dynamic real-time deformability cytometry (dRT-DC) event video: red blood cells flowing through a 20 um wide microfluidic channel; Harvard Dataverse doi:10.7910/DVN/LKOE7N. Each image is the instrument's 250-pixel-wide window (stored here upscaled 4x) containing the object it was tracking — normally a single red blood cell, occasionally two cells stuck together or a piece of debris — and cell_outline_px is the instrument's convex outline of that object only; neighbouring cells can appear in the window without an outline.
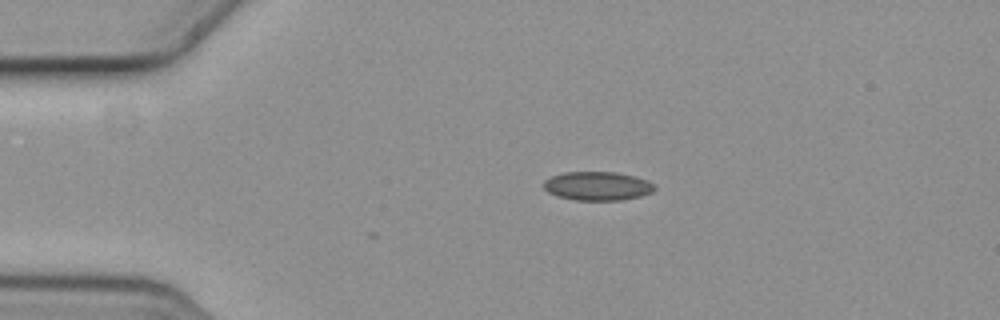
{"species": "common noctule bat (a hibernating species)", "species_latin": "Nyctalus noctula", "temperature_condition": "cold", "stored_images_in_passage": 3, "camera_frame_rate_fps": 3000, "um_per_image_px": 0.085, "animal": {"sex": "female", "body_mass_g": 19.3, "forearm_length_mm": 54.1}, "frame": {"image": 1, "passage_image": 1, "time_ms": 0.0, "image_size_px": [1000, 320], "cell_outline_px": [[656, 188], [652, 192], [640, 196], [620, 200], [576, 200], [556, 196], [548, 192], [544, 188], [544, 180], [552, 176], [564, 172], [616, 172], [648, 180]], "centroid_in_image_um": [50.76, 15.81], "position_along_channel_um": 34.2, "area_um2": 18.5}}
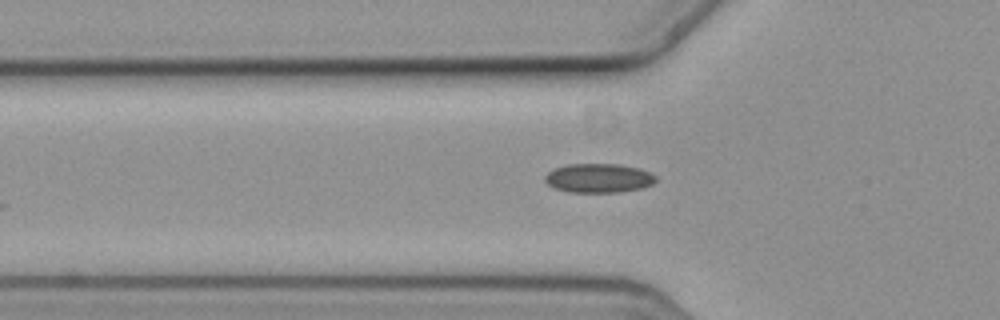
{"frame": {"image": 2, "passage_image": 3, "time_ms": 0.667, "image_size_px": [1000, 320], "cell_outline_px": [[656, 180], [652, 184], [640, 188], [620, 192], [568, 192], [552, 188], [544, 180], [544, 176], [548, 172], [556, 168], [568, 164], [616, 164], [640, 168], [656, 176]], "centroid_in_image_um": [50.85, 15.14], "position_along_channel_um": 74.9, "area_um2": 18.79}}